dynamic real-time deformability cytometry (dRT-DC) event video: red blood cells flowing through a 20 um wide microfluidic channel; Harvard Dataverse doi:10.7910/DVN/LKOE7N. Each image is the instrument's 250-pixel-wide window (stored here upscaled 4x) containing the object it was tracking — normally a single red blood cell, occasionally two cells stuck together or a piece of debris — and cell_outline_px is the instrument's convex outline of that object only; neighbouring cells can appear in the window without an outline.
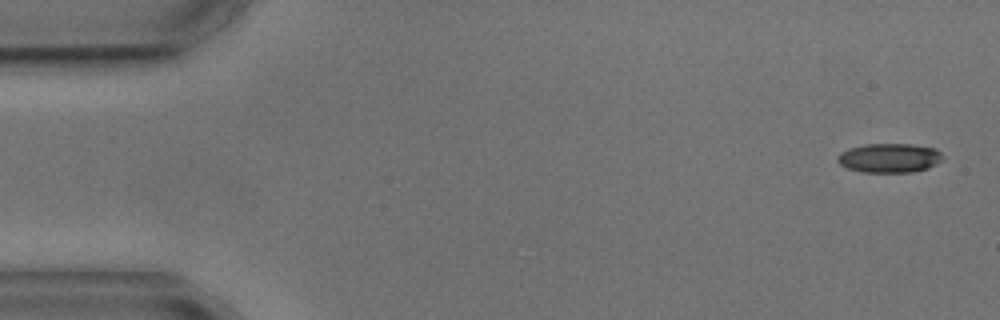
{"species": "common noctule bat (a hibernating species)", "species_latin": "Nyctalus noctula", "temperature_condition": "cold", "stored_images_in_passage": 5, "camera_frame_rate_fps": 3000, "um_per_image_px": 0.085, "animal": {"sex": "male", "body_mass_g": 17.9, "forearm_length_mm": 54.2}, "frame": {"image": 1, "passage_image": 1, "time_ms": 0.0, "image_size_px": [1000, 320], "cell_outline_px": [[944, 156], [936, 164], [928, 168], [912, 172], [864, 172], [848, 168], [840, 164], [836, 160], [836, 156], [840, 152], [848, 148], [864, 144], [912, 144], [936, 148]], "centroid_in_image_um": [75.58, 13.41], "position_along_channel_um": 9.4, "area_um2": 18.03}}
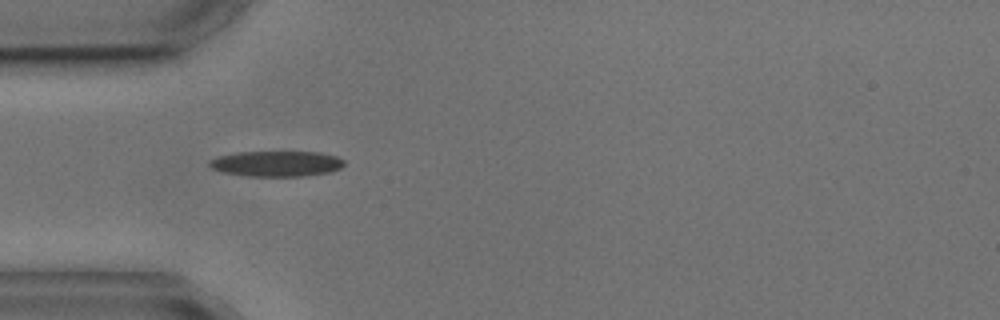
{"frame": {"image": 2, "passage_image": 4, "time_ms": 4.667, "image_size_px": [1000, 320], "cell_outline_px": [[344, 164], [340, 168], [328, 172], [300, 176], [248, 176], [224, 172], [212, 168], [208, 164], [208, 160], [220, 156], [236, 152], [320, 152], [336, 156], [344, 160]], "centroid_in_image_um": [23.49, 13.9], "position_along_channel_um": 61.5, "area_um2": 19.88}}